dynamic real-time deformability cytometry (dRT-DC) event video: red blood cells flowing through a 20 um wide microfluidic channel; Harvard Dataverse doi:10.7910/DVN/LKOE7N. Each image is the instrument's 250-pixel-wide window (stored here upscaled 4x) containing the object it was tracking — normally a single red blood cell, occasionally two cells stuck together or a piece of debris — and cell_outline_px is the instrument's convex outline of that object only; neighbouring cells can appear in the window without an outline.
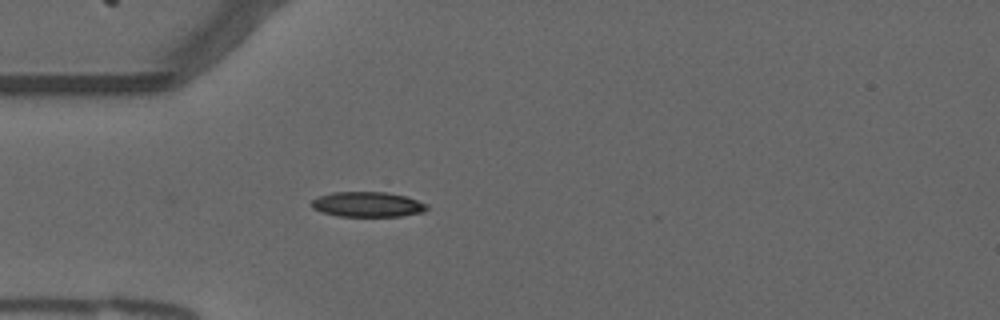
{"species": "common noctule bat (a hibernating species)", "species_latin": "Nyctalus noctula", "temperature_condition": "warm", "stored_images_in_passage": 33, "camera_frame_rate_fps": 3000, "um_per_image_px": 0.085, "animal": {"sex": "male", "forearm_length_mm": 52.5}, "frame": {"image": 1, "passage_image": 1, "time_ms": 0.0, "image_size_px": [1000, 320], "cell_outline_px": [[428, 208], [424, 212], [400, 216], [336, 216], [312, 208], [312, 200], [320, 196], [332, 192], [388, 192], [404, 196], [428, 204]], "centroid_in_image_um": [31.26, 17.37], "position_along_channel_um": 53.7, "area_um2": 16.76}}
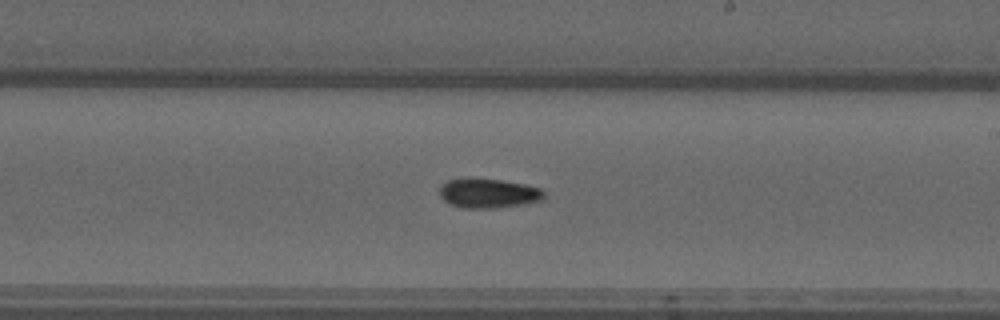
{"frame": {"image": 2, "passage_image": 17, "time_ms": 5.333, "image_size_px": [1000, 320], "cell_outline_px": [[544, 200], [524, 204], [492, 208], [464, 208], [452, 204], [444, 200], [440, 196], [440, 184], [448, 180], [500, 180], [524, 184], [540, 188], [544, 192]], "centroid_in_image_um": [41.54, 16.45], "position_along_channel_um": 247.5, "area_um2": 17.46}}
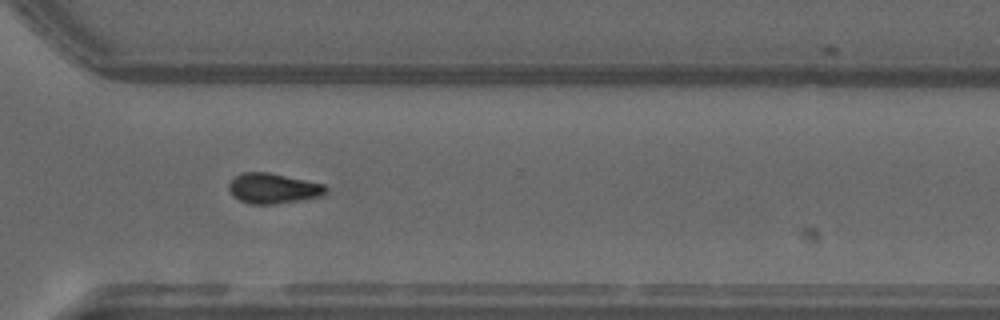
{"frame": {"image": 3, "passage_image": 25, "time_ms": 8.0, "image_size_px": [1000, 320], "cell_outline_px": [[328, 192], [320, 196], [272, 204], [248, 204], [232, 196], [228, 188], [228, 184], [236, 176], [244, 172], [268, 172], [324, 184], [328, 188]], "centroid_in_image_um": [23.19, 16.01], "position_along_channel_um": 347.4, "area_um2": 16.94}}